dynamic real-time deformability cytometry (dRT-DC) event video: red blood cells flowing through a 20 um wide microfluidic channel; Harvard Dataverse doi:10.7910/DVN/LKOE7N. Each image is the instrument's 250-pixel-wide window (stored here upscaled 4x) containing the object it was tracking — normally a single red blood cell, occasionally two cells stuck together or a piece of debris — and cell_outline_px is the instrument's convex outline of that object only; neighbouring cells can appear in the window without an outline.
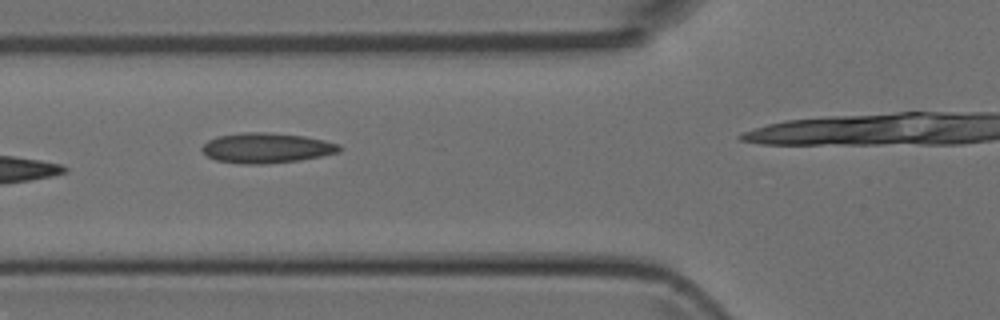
{"species": "Egyptian fruit bat (a non-hibernating species)", "species_latin": "Rousettus aegyptiacus", "temperature_condition": "room temperature", "stored_images_in_passage": 6, "camera_frame_rate_fps": 3000, "um_per_image_px": 0.085, "animal": {"sex": "female"}, "frame": {"image": 1, "passage_image": 4, "time_ms": 4.333, "image_size_px": [1000, 320], "cell_outline_px": [[340, 152], [300, 160], [264, 164], [240, 164], [216, 160], [208, 156], [200, 148], [208, 140], [216, 136], [244, 132], [264, 132], [304, 136], [324, 140], [340, 144]], "centroid_in_image_um": [22.64, 12.57], "position_along_channel_um": 103.2, "area_um2": 24.1}}